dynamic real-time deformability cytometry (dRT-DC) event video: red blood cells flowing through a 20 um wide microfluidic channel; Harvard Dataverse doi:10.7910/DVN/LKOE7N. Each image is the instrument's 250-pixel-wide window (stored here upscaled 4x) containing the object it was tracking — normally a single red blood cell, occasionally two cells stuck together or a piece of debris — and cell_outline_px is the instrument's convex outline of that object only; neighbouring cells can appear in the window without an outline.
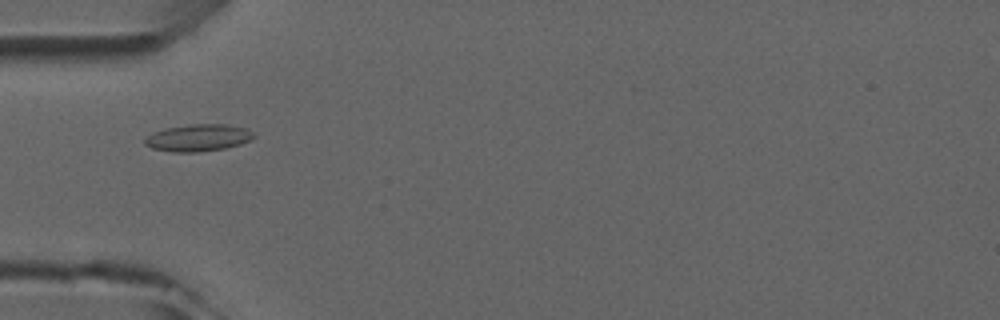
{"species": "common noctule bat (a hibernating species)", "species_latin": "Nyctalus noctula", "temperature_condition": "room temperature", "stored_images_in_passage": 1, "camera_frame_rate_fps": 3000, "um_per_image_px": 0.085, "animal": {"sex": "male", "forearm_length_mm": 52.5}, "frame": {"image": 1, "passage_image": 1, "time_ms": 0.0, "image_size_px": [1000, 320], "cell_outline_px": [[256, 136], [252, 140], [240, 144], [224, 148], [200, 152], [172, 152], [152, 148], [144, 144], [144, 140], [152, 132], [164, 128], [192, 124], [228, 124], [248, 128]], "centroid_in_image_um": [16.87, 11.7], "position_along_channel_um": 68.1, "area_um2": 17.34}}